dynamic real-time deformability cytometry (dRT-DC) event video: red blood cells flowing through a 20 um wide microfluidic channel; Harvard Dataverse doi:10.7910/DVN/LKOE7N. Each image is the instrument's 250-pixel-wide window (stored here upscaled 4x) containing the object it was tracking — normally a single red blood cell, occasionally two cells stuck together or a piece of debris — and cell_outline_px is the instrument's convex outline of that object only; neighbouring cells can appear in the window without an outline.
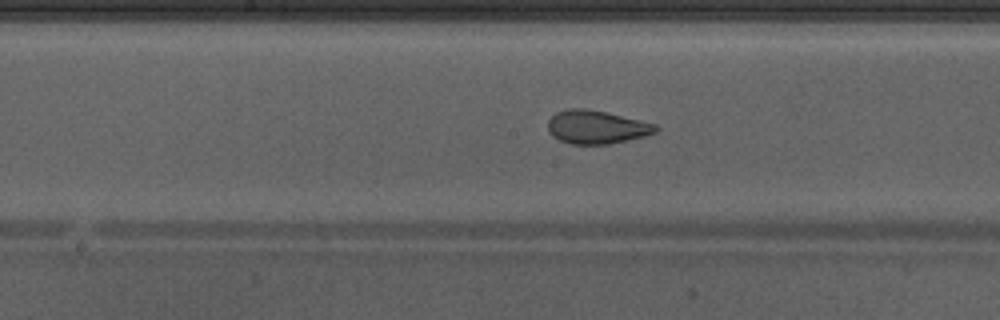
{"species": "Egyptian fruit bat (a non-hibernating species)", "species_latin": "Rousettus aegyptiacus", "temperature_condition": "warm", "stored_images_in_passage": 35, "camera_frame_rate_fps": 3000, "um_per_image_px": 0.085, "animal": {"sex": "male"}, "frame": {"image": 1, "passage_image": 12, "time_ms": 3.667, "image_size_px": [1000, 320], "cell_outline_px": [[660, 128], [656, 132], [644, 136], [628, 140], [608, 144], [572, 144], [560, 140], [552, 136], [548, 132], [548, 120], [556, 112], [572, 108], [584, 108], [604, 112], [656, 124]], "centroid_in_image_um": [50.69, 10.81], "position_along_channel_um": 197.5, "area_um2": 20.81}, "authors_computed_cell_mechanics": {"area_um2": 21.386, "velocity_mm_per_s": 4.2654, "shape_relaxation_time_tau1_ms": 6.8364, "shape_relaxation_time_tau2_ms": 0.7313, "deformation_change_tau1": 0.1788, "deformation_change_tau2": 0.065}}